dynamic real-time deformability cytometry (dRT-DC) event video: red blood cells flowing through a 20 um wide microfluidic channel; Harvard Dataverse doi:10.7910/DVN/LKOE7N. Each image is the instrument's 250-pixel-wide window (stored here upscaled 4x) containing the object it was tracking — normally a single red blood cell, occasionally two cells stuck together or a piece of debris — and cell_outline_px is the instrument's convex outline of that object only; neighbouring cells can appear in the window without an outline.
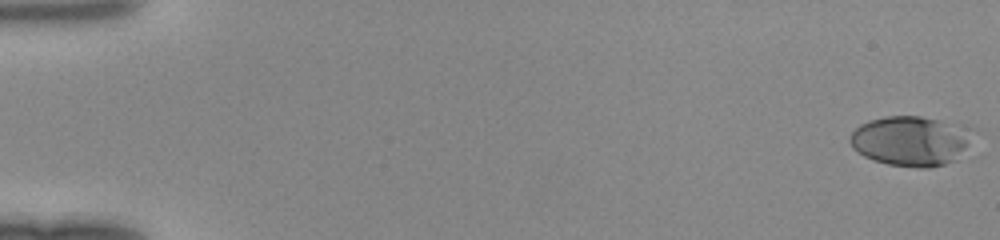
{"species": "human", "species_latin": "Homo sapiens", "temperature_condition": "room temperature", "stored_images_in_passage": 49, "camera_frame_rate_fps": 3000, "um_per_image_px": 0.085, "donor": {"sex": "female"}, "frame": {"image": 1, "passage_image": 1, "time_ms": 0.0, "image_size_px": [1000, 240], "cell_outline_px": [[968, 144], [956, 160], [944, 164], [928, 168], [916, 168], [888, 164], [872, 160], [864, 156], [852, 148], [848, 140], [848, 136], [860, 124], [868, 120], [884, 116], [920, 116], [940, 120], [964, 136]], "centroid_in_image_um": [77.17, 12.02], "position_along_channel_um": 7.8, "area_um2": 34.33}}
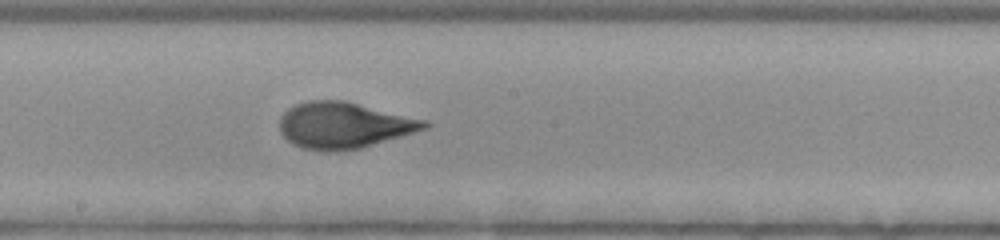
{"frame": {"image": 2, "passage_image": 28, "time_ms": 9.0, "image_size_px": [1000, 240], "cell_outline_px": [[432, 124], [428, 128], [360, 148], [340, 152], [320, 152], [300, 148], [292, 144], [280, 132], [280, 116], [288, 108], [296, 104], [308, 100], [344, 100], [428, 120]], "centroid_in_image_um": [29.22, 10.66], "position_along_channel_um": 219.0, "area_um2": 39.42}}
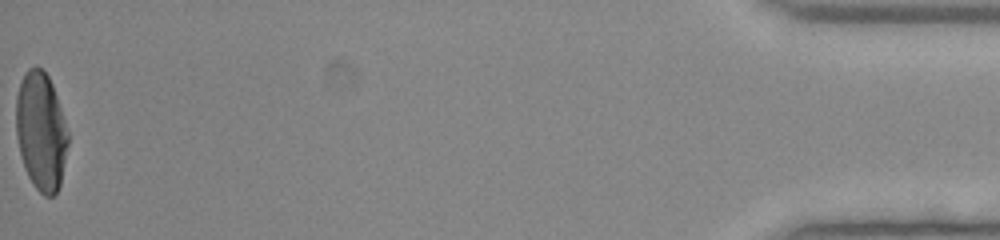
{"frame": {"image": 3, "passage_image": 49, "time_ms": 16.0, "image_size_px": [1000, 240], "cell_outline_px": [[68, 144], [60, 184], [56, 192], [52, 196], [44, 196], [32, 184], [24, 168], [16, 136], [16, 96], [20, 80], [24, 72], [28, 68], [36, 64], [48, 76], [52, 84], [68, 132]], "centroid_in_image_um": [3.46, 11.13], "position_along_channel_um": 431.7, "area_um2": 35.84}}